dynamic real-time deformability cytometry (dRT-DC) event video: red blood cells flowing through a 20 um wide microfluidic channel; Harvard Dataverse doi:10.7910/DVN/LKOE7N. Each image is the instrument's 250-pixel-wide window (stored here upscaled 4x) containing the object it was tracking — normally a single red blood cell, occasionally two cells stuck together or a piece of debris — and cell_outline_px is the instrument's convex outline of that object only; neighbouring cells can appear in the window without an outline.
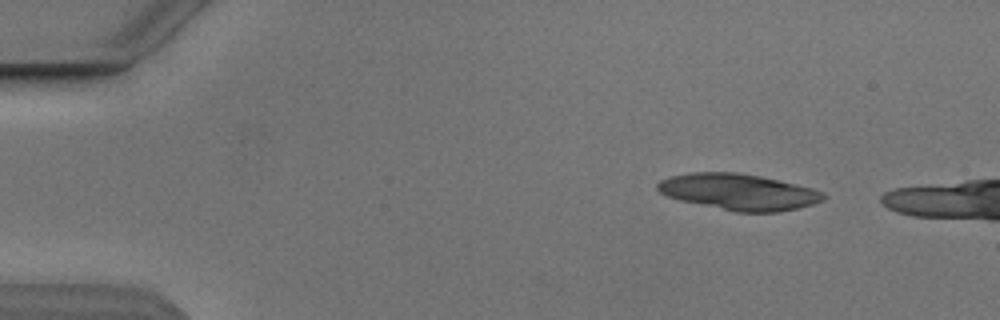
{"species": "Egyptian fruit bat (a non-hibernating species)", "species_latin": "Rousettus aegyptiacus", "temperature_condition": "cold", "stored_images_in_passage": 3, "camera_frame_rate_fps": 3000, "um_per_image_px": 0.085, "animal": {"sex": "male"}, "frame": {"image": 1, "passage_image": 1, "time_ms": 0.0, "image_size_px": [1000, 320], "cell_outline_px": [[828, 196], [824, 200], [812, 204], [796, 208], [776, 212], [736, 212], [680, 200], [668, 196], [660, 192], [656, 188], [656, 184], [660, 180], [672, 176], [688, 172], [736, 172], [776, 180], [812, 188], [824, 192]], "centroid_in_image_um": [62.77, 16.31], "position_along_channel_um": 22.2, "area_um2": 34.62}}